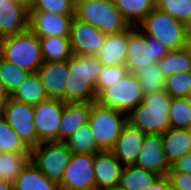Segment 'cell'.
<instances>
[{
	"label": "cell",
	"instance_id": "484cf974",
	"mask_svg": "<svg viewBox=\"0 0 191 190\" xmlns=\"http://www.w3.org/2000/svg\"><path fill=\"white\" fill-rule=\"evenodd\" d=\"M44 61L68 60L73 54L69 36H38Z\"/></svg>",
	"mask_w": 191,
	"mask_h": 190
},
{
	"label": "cell",
	"instance_id": "ab89813d",
	"mask_svg": "<svg viewBox=\"0 0 191 190\" xmlns=\"http://www.w3.org/2000/svg\"><path fill=\"white\" fill-rule=\"evenodd\" d=\"M169 172L191 174V152L172 163Z\"/></svg>",
	"mask_w": 191,
	"mask_h": 190
},
{
	"label": "cell",
	"instance_id": "52a82bcc",
	"mask_svg": "<svg viewBox=\"0 0 191 190\" xmlns=\"http://www.w3.org/2000/svg\"><path fill=\"white\" fill-rule=\"evenodd\" d=\"M168 52L169 50L161 42L144 34L138 26L128 28L125 63L128 72L135 73L146 65L159 62Z\"/></svg>",
	"mask_w": 191,
	"mask_h": 190
},
{
	"label": "cell",
	"instance_id": "b9f144b4",
	"mask_svg": "<svg viewBox=\"0 0 191 190\" xmlns=\"http://www.w3.org/2000/svg\"><path fill=\"white\" fill-rule=\"evenodd\" d=\"M10 94L7 92L4 83L0 79V112L3 109L5 103L9 100Z\"/></svg>",
	"mask_w": 191,
	"mask_h": 190
},
{
	"label": "cell",
	"instance_id": "8d00e7d4",
	"mask_svg": "<svg viewBox=\"0 0 191 190\" xmlns=\"http://www.w3.org/2000/svg\"><path fill=\"white\" fill-rule=\"evenodd\" d=\"M128 73L125 65L120 66H102L97 77L96 92L97 96L109 86L113 85L117 80L119 81Z\"/></svg>",
	"mask_w": 191,
	"mask_h": 190
},
{
	"label": "cell",
	"instance_id": "816d5d0a",
	"mask_svg": "<svg viewBox=\"0 0 191 190\" xmlns=\"http://www.w3.org/2000/svg\"><path fill=\"white\" fill-rule=\"evenodd\" d=\"M5 1H7V0H0V4H1V3H4Z\"/></svg>",
	"mask_w": 191,
	"mask_h": 190
},
{
	"label": "cell",
	"instance_id": "f1b7e54d",
	"mask_svg": "<svg viewBox=\"0 0 191 190\" xmlns=\"http://www.w3.org/2000/svg\"><path fill=\"white\" fill-rule=\"evenodd\" d=\"M158 63L159 69L166 76L191 70V53L184 47L169 51Z\"/></svg>",
	"mask_w": 191,
	"mask_h": 190
},
{
	"label": "cell",
	"instance_id": "e0dca14e",
	"mask_svg": "<svg viewBox=\"0 0 191 190\" xmlns=\"http://www.w3.org/2000/svg\"><path fill=\"white\" fill-rule=\"evenodd\" d=\"M37 74L47 97L64 102V90L69 75L68 60L44 61Z\"/></svg>",
	"mask_w": 191,
	"mask_h": 190
},
{
	"label": "cell",
	"instance_id": "681fc988",
	"mask_svg": "<svg viewBox=\"0 0 191 190\" xmlns=\"http://www.w3.org/2000/svg\"><path fill=\"white\" fill-rule=\"evenodd\" d=\"M166 190H175L171 185Z\"/></svg>",
	"mask_w": 191,
	"mask_h": 190
},
{
	"label": "cell",
	"instance_id": "83f0119b",
	"mask_svg": "<svg viewBox=\"0 0 191 190\" xmlns=\"http://www.w3.org/2000/svg\"><path fill=\"white\" fill-rule=\"evenodd\" d=\"M30 162L31 150L28 153H0V180L13 183Z\"/></svg>",
	"mask_w": 191,
	"mask_h": 190
},
{
	"label": "cell",
	"instance_id": "ffe728a7",
	"mask_svg": "<svg viewBox=\"0 0 191 190\" xmlns=\"http://www.w3.org/2000/svg\"><path fill=\"white\" fill-rule=\"evenodd\" d=\"M128 29L107 34L103 46L96 55L102 66L125 65L127 57Z\"/></svg>",
	"mask_w": 191,
	"mask_h": 190
},
{
	"label": "cell",
	"instance_id": "4dcf8cb0",
	"mask_svg": "<svg viewBox=\"0 0 191 190\" xmlns=\"http://www.w3.org/2000/svg\"><path fill=\"white\" fill-rule=\"evenodd\" d=\"M134 74L138 78L143 95L156 91H163L165 88L166 77L159 69L157 62L138 69Z\"/></svg>",
	"mask_w": 191,
	"mask_h": 190
},
{
	"label": "cell",
	"instance_id": "f6af8a7d",
	"mask_svg": "<svg viewBox=\"0 0 191 190\" xmlns=\"http://www.w3.org/2000/svg\"><path fill=\"white\" fill-rule=\"evenodd\" d=\"M186 34L191 33V15L187 19V21L184 23Z\"/></svg>",
	"mask_w": 191,
	"mask_h": 190
},
{
	"label": "cell",
	"instance_id": "74e56055",
	"mask_svg": "<svg viewBox=\"0 0 191 190\" xmlns=\"http://www.w3.org/2000/svg\"><path fill=\"white\" fill-rule=\"evenodd\" d=\"M31 10H42L58 15H74L75 0H34Z\"/></svg>",
	"mask_w": 191,
	"mask_h": 190
},
{
	"label": "cell",
	"instance_id": "7bdbcfd3",
	"mask_svg": "<svg viewBox=\"0 0 191 190\" xmlns=\"http://www.w3.org/2000/svg\"><path fill=\"white\" fill-rule=\"evenodd\" d=\"M25 8L28 12L33 8L34 0H12Z\"/></svg>",
	"mask_w": 191,
	"mask_h": 190
},
{
	"label": "cell",
	"instance_id": "4fadbf2b",
	"mask_svg": "<svg viewBox=\"0 0 191 190\" xmlns=\"http://www.w3.org/2000/svg\"><path fill=\"white\" fill-rule=\"evenodd\" d=\"M105 36L98 28L74 16L69 35L72 54L96 56L103 46Z\"/></svg>",
	"mask_w": 191,
	"mask_h": 190
},
{
	"label": "cell",
	"instance_id": "f35d334b",
	"mask_svg": "<svg viewBox=\"0 0 191 190\" xmlns=\"http://www.w3.org/2000/svg\"><path fill=\"white\" fill-rule=\"evenodd\" d=\"M167 177L175 190H191V174L168 172Z\"/></svg>",
	"mask_w": 191,
	"mask_h": 190
},
{
	"label": "cell",
	"instance_id": "3957f363",
	"mask_svg": "<svg viewBox=\"0 0 191 190\" xmlns=\"http://www.w3.org/2000/svg\"><path fill=\"white\" fill-rule=\"evenodd\" d=\"M74 16L106 35L125 31L130 27L113 0H75Z\"/></svg>",
	"mask_w": 191,
	"mask_h": 190
},
{
	"label": "cell",
	"instance_id": "7402d4cb",
	"mask_svg": "<svg viewBox=\"0 0 191 190\" xmlns=\"http://www.w3.org/2000/svg\"><path fill=\"white\" fill-rule=\"evenodd\" d=\"M161 136L164 154L170 165L191 152V138L188 129L169 128Z\"/></svg>",
	"mask_w": 191,
	"mask_h": 190
},
{
	"label": "cell",
	"instance_id": "d590c367",
	"mask_svg": "<svg viewBox=\"0 0 191 190\" xmlns=\"http://www.w3.org/2000/svg\"><path fill=\"white\" fill-rule=\"evenodd\" d=\"M155 7L183 24L191 15V0H155Z\"/></svg>",
	"mask_w": 191,
	"mask_h": 190
},
{
	"label": "cell",
	"instance_id": "7dc6e473",
	"mask_svg": "<svg viewBox=\"0 0 191 190\" xmlns=\"http://www.w3.org/2000/svg\"><path fill=\"white\" fill-rule=\"evenodd\" d=\"M103 190H125L120 184L105 188Z\"/></svg>",
	"mask_w": 191,
	"mask_h": 190
},
{
	"label": "cell",
	"instance_id": "7c38bea8",
	"mask_svg": "<svg viewBox=\"0 0 191 190\" xmlns=\"http://www.w3.org/2000/svg\"><path fill=\"white\" fill-rule=\"evenodd\" d=\"M65 103L60 99L48 98L33 106V121L40 142L57 141Z\"/></svg>",
	"mask_w": 191,
	"mask_h": 190
},
{
	"label": "cell",
	"instance_id": "d4e9b609",
	"mask_svg": "<svg viewBox=\"0 0 191 190\" xmlns=\"http://www.w3.org/2000/svg\"><path fill=\"white\" fill-rule=\"evenodd\" d=\"M160 175L136 165L124 166L120 176V185L125 190H147Z\"/></svg>",
	"mask_w": 191,
	"mask_h": 190
},
{
	"label": "cell",
	"instance_id": "4316f807",
	"mask_svg": "<svg viewBox=\"0 0 191 190\" xmlns=\"http://www.w3.org/2000/svg\"><path fill=\"white\" fill-rule=\"evenodd\" d=\"M130 26H138L155 8V0H113Z\"/></svg>",
	"mask_w": 191,
	"mask_h": 190
},
{
	"label": "cell",
	"instance_id": "f546056e",
	"mask_svg": "<svg viewBox=\"0 0 191 190\" xmlns=\"http://www.w3.org/2000/svg\"><path fill=\"white\" fill-rule=\"evenodd\" d=\"M65 142L72 153L94 154L100 150L89 123L78 127Z\"/></svg>",
	"mask_w": 191,
	"mask_h": 190
},
{
	"label": "cell",
	"instance_id": "5bb4252c",
	"mask_svg": "<svg viewBox=\"0 0 191 190\" xmlns=\"http://www.w3.org/2000/svg\"><path fill=\"white\" fill-rule=\"evenodd\" d=\"M74 15L30 10L28 28L37 36H69Z\"/></svg>",
	"mask_w": 191,
	"mask_h": 190
},
{
	"label": "cell",
	"instance_id": "7a4b0ae2",
	"mask_svg": "<svg viewBox=\"0 0 191 190\" xmlns=\"http://www.w3.org/2000/svg\"><path fill=\"white\" fill-rule=\"evenodd\" d=\"M171 100L165 90L144 94L142 103L127 114L128 122L145 134L162 135L170 128Z\"/></svg>",
	"mask_w": 191,
	"mask_h": 190
},
{
	"label": "cell",
	"instance_id": "1f68e13d",
	"mask_svg": "<svg viewBox=\"0 0 191 190\" xmlns=\"http://www.w3.org/2000/svg\"><path fill=\"white\" fill-rule=\"evenodd\" d=\"M30 150L0 113V153H28Z\"/></svg>",
	"mask_w": 191,
	"mask_h": 190
},
{
	"label": "cell",
	"instance_id": "c3c4849f",
	"mask_svg": "<svg viewBox=\"0 0 191 190\" xmlns=\"http://www.w3.org/2000/svg\"><path fill=\"white\" fill-rule=\"evenodd\" d=\"M187 100L190 102V104H191V91H190V93L188 94V96H187Z\"/></svg>",
	"mask_w": 191,
	"mask_h": 190
},
{
	"label": "cell",
	"instance_id": "cb8c5ba5",
	"mask_svg": "<svg viewBox=\"0 0 191 190\" xmlns=\"http://www.w3.org/2000/svg\"><path fill=\"white\" fill-rule=\"evenodd\" d=\"M10 98L31 106H35L48 99L37 72L30 73L29 76L13 91Z\"/></svg>",
	"mask_w": 191,
	"mask_h": 190
},
{
	"label": "cell",
	"instance_id": "603a6c76",
	"mask_svg": "<svg viewBox=\"0 0 191 190\" xmlns=\"http://www.w3.org/2000/svg\"><path fill=\"white\" fill-rule=\"evenodd\" d=\"M13 190H60L31 161L13 182Z\"/></svg>",
	"mask_w": 191,
	"mask_h": 190
},
{
	"label": "cell",
	"instance_id": "9c48e42d",
	"mask_svg": "<svg viewBox=\"0 0 191 190\" xmlns=\"http://www.w3.org/2000/svg\"><path fill=\"white\" fill-rule=\"evenodd\" d=\"M143 92L138 78L134 73L128 72L119 81L105 88L98 96L97 102L126 114H129L143 101Z\"/></svg>",
	"mask_w": 191,
	"mask_h": 190
},
{
	"label": "cell",
	"instance_id": "277c9868",
	"mask_svg": "<svg viewBox=\"0 0 191 190\" xmlns=\"http://www.w3.org/2000/svg\"><path fill=\"white\" fill-rule=\"evenodd\" d=\"M0 56L30 73L37 72L44 63L38 36L29 28L1 39Z\"/></svg>",
	"mask_w": 191,
	"mask_h": 190
},
{
	"label": "cell",
	"instance_id": "2e32d148",
	"mask_svg": "<svg viewBox=\"0 0 191 190\" xmlns=\"http://www.w3.org/2000/svg\"><path fill=\"white\" fill-rule=\"evenodd\" d=\"M146 135L127 122L111 149L115 158L123 166L135 165Z\"/></svg>",
	"mask_w": 191,
	"mask_h": 190
},
{
	"label": "cell",
	"instance_id": "d6986e66",
	"mask_svg": "<svg viewBox=\"0 0 191 190\" xmlns=\"http://www.w3.org/2000/svg\"><path fill=\"white\" fill-rule=\"evenodd\" d=\"M29 12L12 0L0 4V39L28 29Z\"/></svg>",
	"mask_w": 191,
	"mask_h": 190
},
{
	"label": "cell",
	"instance_id": "ac0fdd59",
	"mask_svg": "<svg viewBox=\"0 0 191 190\" xmlns=\"http://www.w3.org/2000/svg\"><path fill=\"white\" fill-rule=\"evenodd\" d=\"M96 190H103L120 183L123 165L111 150H99L93 154Z\"/></svg>",
	"mask_w": 191,
	"mask_h": 190
},
{
	"label": "cell",
	"instance_id": "8992f818",
	"mask_svg": "<svg viewBox=\"0 0 191 190\" xmlns=\"http://www.w3.org/2000/svg\"><path fill=\"white\" fill-rule=\"evenodd\" d=\"M138 27L144 34L161 42L169 51L186 47L184 24L156 7Z\"/></svg>",
	"mask_w": 191,
	"mask_h": 190
},
{
	"label": "cell",
	"instance_id": "ee69618b",
	"mask_svg": "<svg viewBox=\"0 0 191 190\" xmlns=\"http://www.w3.org/2000/svg\"><path fill=\"white\" fill-rule=\"evenodd\" d=\"M0 190H13V183L0 180Z\"/></svg>",
	"mask_w": 191,
	"mask_h": 190
},
{
	"label": "cell",
	"instance_id": "9a60e30c",
	"mask_svg": "<svg viewBox=\"0 0 191 190\" xmlns=\"http://www.w3.org/2000/svg\"><path fill=\"white\" fill-rule=\"evenodd\" d=\"M135 165L160 176L168 174L170 164L164 154L161 135H146Z\"/></svg>",
	"mask_w": 191,
	"mask_h": 190
},
{
	"label": "cell",
	"instance_id": "d6a6232c",
	"mask_svg": "<svg viewBox=\"0 0 191 190\" xmlns=\"http://www.w3.org/2000/svg\"><path fill=\"white\" fill-rule=\"evenodd\" d=\"M168 118L170 128L189 129L191 127V104L187 98H172Z\"/></svg>",
	"mask_w": 191,
	"mask_h": 190
},
{
	"label": "cell",
	"instance_id": "bcb514c9",
	"mask_svg": "<svg viewBox=\"0 0 191 190\" xmlns=\"http://www.w3.org/2000/svg\"><path fill=\"white\" fill-rule=\"evenodd\" d=\"M186 48H187V49L190 51V53H191V33L187 34Z\"/></svg>",
	"mask_w": 191,
	"mask_h": 190
},
{
	"label": "cell",
	"instance_id": "6da1fadb",
	"mask_svg": "<svg viewBox=\"0 0 191 190\" xmlns=\"http://www.w3.org/2000/svg\"><path fill=\"white\" fill-rule=\"evenodd\" d=\"M102 64L94 55H72L64 90L66 103H92L97 100L96 82Z\"/></svg>",
	"mask_w": 191,
	"mask_h": 190
},
{
	"label": "cell",
	"instance_id": "e575fe53",
	"mask_svg": "<svg viewBox=\"0 0 191 190\" xmlns=\"http://www.w3.org/2000/svg\"><path fill=\"white\" fill-rule=\"evenodd\" d=\"M164 90L171 98H187L191 91V70L166 76Z\"/></svg>",
	"mask_w": 191,
	"mask_h": 190
},
{
	"label": "cell",
	"instance_id": "f907efd6",
	"mask_svg": "<svg viewBox=\"0 0 191 190\" xmlns=\"http://www.w3.org/2000/svg\"><path fill=\"white\" fill-rule=\"evenodd\" d=\"M189 131V135H190V138H191V127L188 129Z\"/></svg>",
	"mask_w": 191,
	"mask_h": 190
},
{
	"label": "cell",
	"instance_id": "5b68a950",
	"mask_svg": "<svg viewBox=\"0 0 191 190\" xmlns=\"http://www.w3.org/2000/svg\"><path fill=\"white\" fill-rule=\"evenodd\" d=\"M128 122L126 113L91 103L88 123L91 127L95 143L100 150H111Z\"/></svg>",
	"mask_w": 191,
	"mask_h": 190
},
{
	"label": "cell",
	"instance_id": "ba28073f",
	"mask_svg": "<svg viewBox=\"0 0 191 190\" xmlns=\"http://www.w3.org/2000/svg\"><path fill=\"white\" fill-rule=\"evenodd\" d=\"M72 155L66 142H41L31 148V161L51 181L58 185Z\"/></svg>",
	"mask_w": 191,
	"mask_h": 190
},
{
	"label": "cell",
	"instance_id": "44dd1931",
	"mask_svg": "<svg viewBox=\"0 0 191 190\" xmlns=\"http://www.w3.org/2000/svg\"><path fill=\"white\" fill-rule=\"evenodd\" d=\"M91 103H65L57 131V141L65 142L72 133L88 123Z\"/></svg>",
	"mask_w": 191,
	"mask_h": 190
},
{
	"label": "cell",
	"instance_id": "8fae6325",
	"mask_svg": "<svg viewBox=\"0 0 191 190\" xmlns=\"http://www.w3.org/2000/svg\"><path fill=\"white\" fill-rule=\"evenodd\" d=\"M60 190H96L93 154L72 153Z\"/></svg>",
	"mask_w": 191,
	"mask_h": 190
},
{
	"label": "cell",
	"instance_id": "60d3db41",
	"mask_svg": "<svg viewBox=\"0 0 191 190\" xmlns=\"http://www.w3.org/2000/svg\"><path fill=\"white\" fill-rule=\"evenodd\" d=\"M169 186L170 182L167 175L160 176L147 190H166Z\"/></svg>",
	"mask_w": 191,
	"mask_h": 190
},
{
	"label": "cell",
	"instance_id": "30bf717a",
	"mask_svg": "<svg viewBox=\"0 0 191 190\" xmlns=\"http://www.w3.org/2000/svg\"><path fill=\"white\" fill-rule=\"evenodd\" d=\"M0 113L30 149L41 143L33 121V106L9 98Z\"/></svg>",
	"mask_w": 191,
	"mask_h": 190
},
{
	"label": "cell",
	"instance_id": "836d02e7",
	"mask_svg": "<svg viewBox=\"0 0 191 190\" xmlns=\"http://www.w3.org/2000/svg\"><path fill=\"white\" fill-rule=\"evenodd\" d=\"M29 74V71L7 62L0 56V79L10 95L29 76Z\"/></svg>",
	"mask_w": 191,
	"mask_h": 190
}]
</instances>
